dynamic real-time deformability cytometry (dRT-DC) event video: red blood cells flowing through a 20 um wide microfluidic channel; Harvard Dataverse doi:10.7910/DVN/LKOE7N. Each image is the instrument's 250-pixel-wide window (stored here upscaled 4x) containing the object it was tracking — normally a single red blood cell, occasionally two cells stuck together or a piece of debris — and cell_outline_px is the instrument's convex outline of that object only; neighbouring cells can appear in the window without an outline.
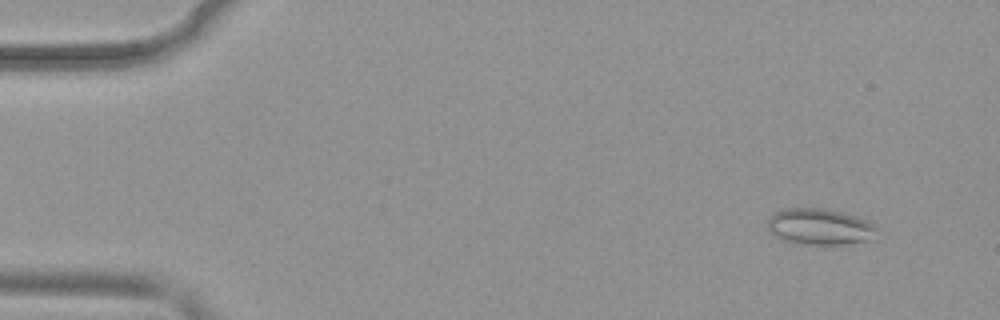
{"species": "common noctule bat (a hibernating species)", "species_latin": "Nyctalus noctula", "temperature_condition": "warm", "stored_images_in_passage": 52, "camera_frame_rate_fps": 3000, "um_per_image_px": 0.085, "animal": {"sex": "female", "body_mass_g": 19.9}, "frame": {"image": 1, "passage_image": 5, "time_ms": 1.333, "image_size_px": [1000, 320], "cell_outline_px": [[880, 228], [872, 240], [840, 244], [792, 244], [768, 232], [768, 220], [772, 212], [784, 208], [828, 208], [844, 212], [868, 220], [876, 224]], "centroid_in_image_um": [69.7, 19.26], "position_along_channel_um": 15.3, "area_um2": 23.7}}
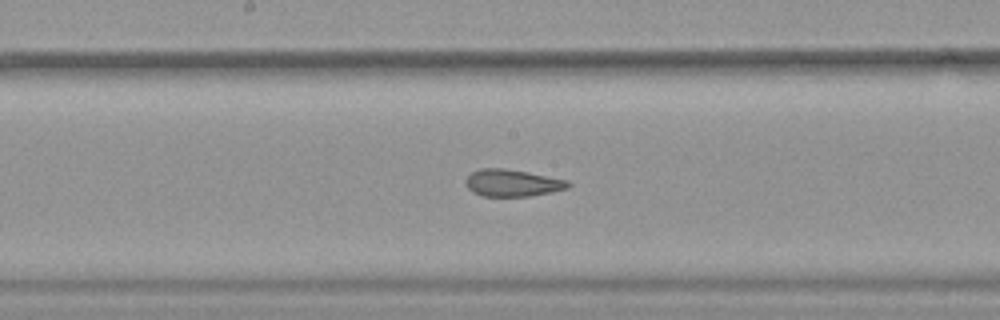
{"frame": {"image": 2, "passage_image": 28, "time_ms": 9.0, "image_size_px": [1000, 320], "cell_outline_px": [[572, 184], [568, 188], [552, 192], [528, 196], [484, 196], [472, 192], [464, 184], [464, 180], [472, 172], [480, 168], [504, 168], [528, 172], [568, 180]], "centroid_in_image_um": [43.54, 15.54], "position_along_channel_um": 204.7, "area_um2": 16.24}}
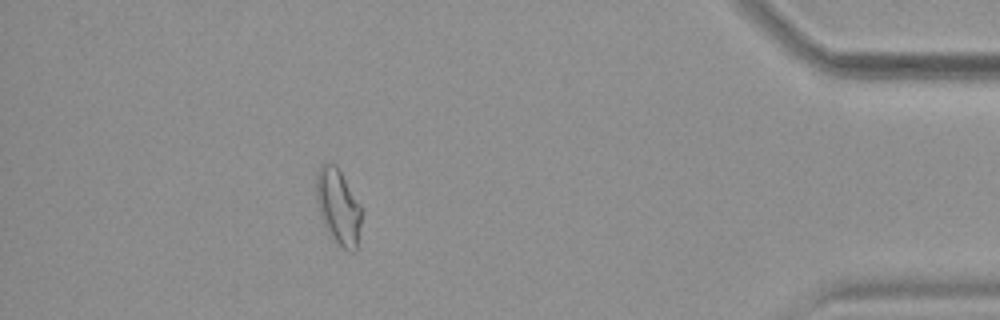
{"frame": {"image": 3, "passage_image": 47, "time_ms": 15.333, "image_size_px": [1000, 320], "cell_outline_px": [[360, 224], [356, 252], [348, 252], [336, 244], [332, 240], [320, 216], [316, 204], [316, 172], [324, 164], [336, 164], [360, 204]], "centroid_in_image_um": [28.73, 17.61], "position_along_channel_um": 406.5, "area_um2": 19.94}, "authors_computed_cell_mechanics": {"area_um2": 18.7561, "velocity_mm_per_s": 3.9189, "shape_relaxation_time_tau1_ms": null, "shape_relaxation_time_tau2_ms": 1.3495, "deformation_change_tau1": null, "deformation_change_tau2": 0.0968}}